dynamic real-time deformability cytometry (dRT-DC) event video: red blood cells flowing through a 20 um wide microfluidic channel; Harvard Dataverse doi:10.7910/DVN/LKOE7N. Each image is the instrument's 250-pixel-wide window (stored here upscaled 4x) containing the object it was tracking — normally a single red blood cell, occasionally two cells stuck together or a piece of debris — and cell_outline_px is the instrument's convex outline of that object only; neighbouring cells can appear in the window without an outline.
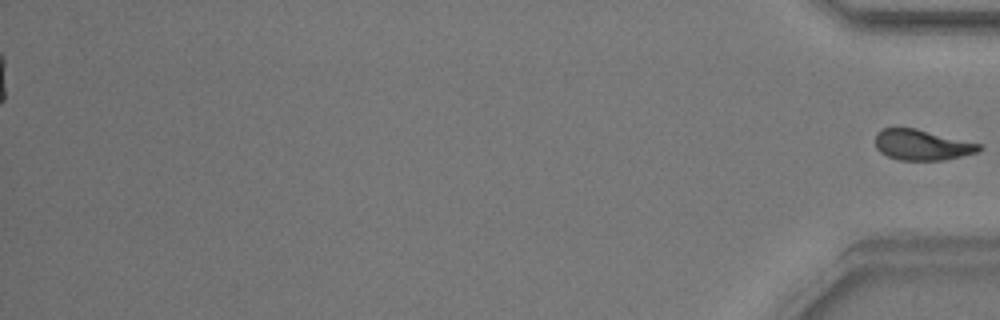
{"species": "common noctule bat (a hibernating species)", "species_latin": "Nyctalus noctula", "temperature_condition": "warm", "stored_images_in_passage": 52, "segment_of_instrument_passage": [2, 2], "camera_frame_rate_fps": 3000, "um_per_image_px": 0.085, "animal": {"sex": "male", "body_mass_g": 17.9}, "frame": {"image": 1, "passage_image": 52, "time_ms": 17.0, "image_size_px": [1000, 320], "cell_outline_px": [[984, 148], [980, 152], [944, 160], [900, 160], [888, 156], [880, 152], [876, 148], [876, 132], [880, 128], [896, 124], [916, 128], [984, 144]], "centroid_in_image_um": [78.37, 12.27], "position_along_channel_um": 356.8, "area_um2": 19.36}}